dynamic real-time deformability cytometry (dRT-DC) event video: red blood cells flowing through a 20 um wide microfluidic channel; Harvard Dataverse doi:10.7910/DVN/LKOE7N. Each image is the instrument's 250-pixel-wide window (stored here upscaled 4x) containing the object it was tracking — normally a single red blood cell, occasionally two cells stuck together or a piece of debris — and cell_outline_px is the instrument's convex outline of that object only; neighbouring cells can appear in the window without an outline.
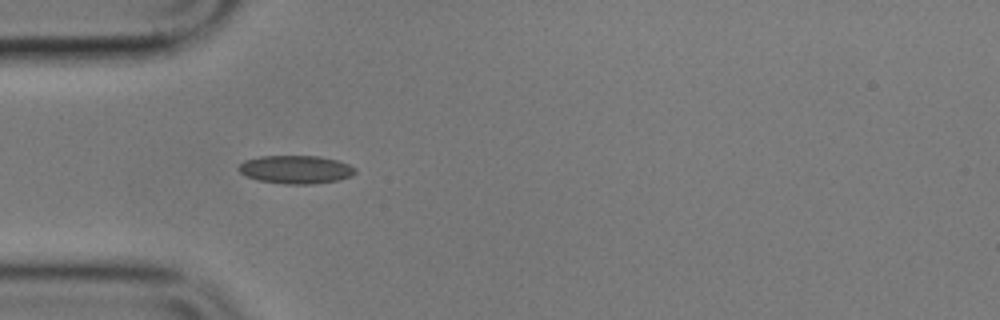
{"species": "common noctule bat (a hibernating species)", "species_latin": "Nyctalus noctula", "temperature_condition": "cold", "stored_images_in_passage": 3, "camera_frame_rate_fps": 3000, "um_per_image_px": 0.085, "animal": {"sex": "male", "body_mass_g": 17.9}, "frame": {"image": 1, "passage_image": 1, "time_ms": 0.0, "image_size_px": [1000, 320], "cell_outline_px": [[356, 172], [352, 176], [336, 180], [312, 184], [284, 184], [256, 180], [240, 172], [236, 168], [244, 160], [260, 156], [320, 156], [336, 160], [348, 164], [356, 168]], "centroid_in_image_um": [25.12, 14.4], "position_along_channel_um": 59.9, "area_um2": 19.19}}
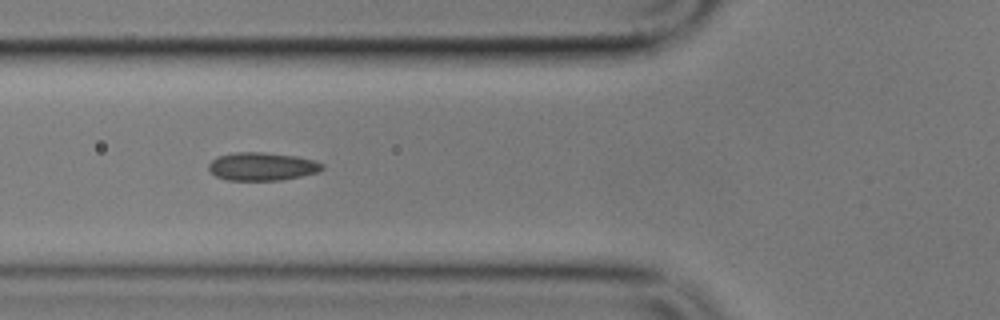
{"frame": {"image": 2, "passage_image": 2, "time_ms": 1.333, "image_size_px": [1000, 320], "cell_outline_px": [[324, 168], [316, 172], [300, 176], [280, 180], [228, 180], [216, 176], [208, 168], [208, 164], [216, 156], [236, 152], [264, 152], [296, 156], [316, 160], [324, 164]], "centroid_in_image_um": [22.27, 14.14], "position_along_channel_um": 103.5, "area_um2": 18.61}}
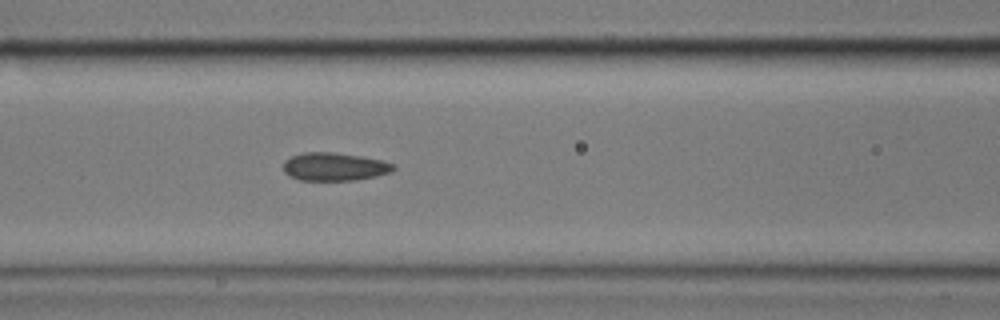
{"frame": {"image": 3, "passage_image": 3, "time_ms": 2.333, "image_size_px": [1000, 320], "cell_outline_px": [[396, 168], [392, 172], [376, 176], [356, 180], [300, 180], [284, 172], [284, 160], [292, 156], [304, 152], [332, 152], [360, 156], [380, 160], [392, 164]], "centroid_in_image_um": [28.43, 14.17], "position_along_channel_um": 138.2, "area_um2": 17.86}}